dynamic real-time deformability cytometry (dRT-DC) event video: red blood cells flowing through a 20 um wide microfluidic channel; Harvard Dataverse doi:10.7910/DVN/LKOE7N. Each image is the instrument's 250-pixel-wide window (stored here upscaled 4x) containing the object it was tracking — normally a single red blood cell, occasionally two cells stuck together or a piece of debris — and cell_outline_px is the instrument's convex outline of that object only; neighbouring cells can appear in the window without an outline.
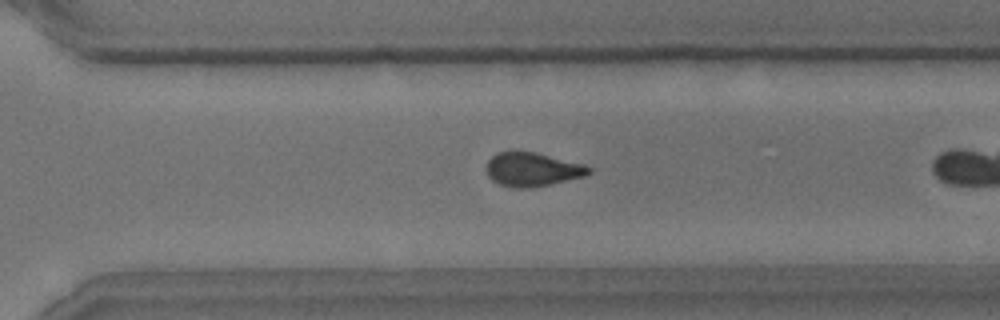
{"species": "common noctule bat (a hibernating species)", "species_latin": "Nyctalus noctula", "temperature_condition": "room temperature", "stored_images_in_passage": 37, "camera_frame_rate_fps": 3000, "um_per_image_px": 0.085, "animal": {"sex": "male", "body_mass_g": 15.6}, "frame": {"image": 1, "passage_image": 32, "time_ms": 10.333, "image_size_px": [1000, 320], "cell_outline_px": [[592, 172], [584, 176], [548, 184], [528, 188], [512, 188], [496, 184], [488, 176], [484, 168], [488, 160], [492, 156], [500, 152], [532, 152], [584, 164], [592, 168]], "centroid_in_image_um": [45.2, 14.42], "position_along_channel_um": 325.4, "area_um2": 20.06}}